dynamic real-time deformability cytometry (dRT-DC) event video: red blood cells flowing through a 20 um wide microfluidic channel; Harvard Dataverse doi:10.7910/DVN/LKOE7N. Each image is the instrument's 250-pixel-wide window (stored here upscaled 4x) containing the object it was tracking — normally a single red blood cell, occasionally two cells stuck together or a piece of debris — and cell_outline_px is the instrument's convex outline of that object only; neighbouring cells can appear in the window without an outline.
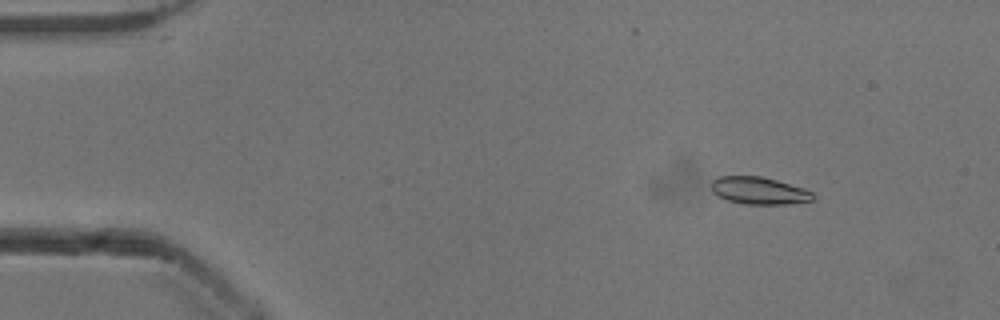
{"species": "common noctule bat (a hibernating species)", "species_latin": "Nyctalus noctula", "temperature_condition": "cold", "stored_images_in_passage": 52, "camera_frame_rate_fps": 3000, "um_per_image_px": 0.085, "animal": {"sex": "male", "body_mass_g": 13.3}, "frame": {"image": 1, "passage_image": 6, "time_ms": 1.667, "image_size_px": [1000, 320], "cell_outline_px": [[816, 196], [812, 200], [788, 204], [744, 204], [728, 200], [716, 196], [712, 192], [712, 180], [716, 176], [760, 176], [776, 180], [804, 188], [812, 192]], "centroid_in_image_um": [64.49, 16.2], "position_along_channel_um": 20.5, "area_um2": 16.24}}
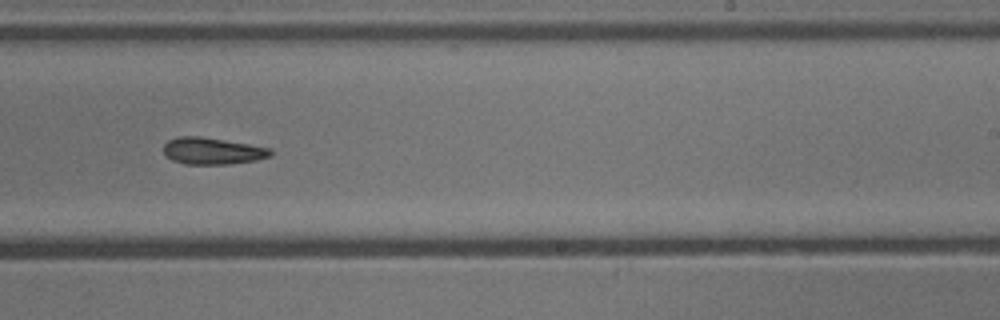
{"frame": {"image": 2, "passage_image": 32, "time_ms": 10.333, "image_size_px": [1000, 320], "cell_outline_px": [[272, 156], [256, 160], [228, 164], [184, 164], [172, 160], [164, 152], [164, 144], [168, 140], [180, 136], [200, 136], [272, 148]], "centroid_in_image_um": [18.07, 12.83], "position_along_channel_um": 270.9, "area_um2": 16.65}}
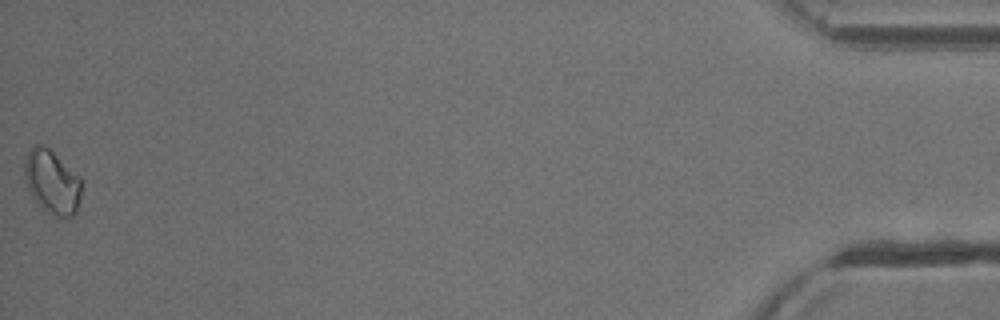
{"frame": {"image": 3, "passage_image": 52, "time_ms": 17.0, "image_size_px": [1000, 320], "cell_outline_px": [[80, 204], [76, 212], [72, 216], [56, 216], [48, 212], [36, 200], [28, 188], [24, 180], [24, 160], [32, 144], [40, 144], [48, 148], [80, 176]], "centroid_in_image_um": [4.41, 15.44], "position_along_channel_um": 430.8, "area_um2": 20.92}, "authors_computed_cell_mechanics": {"area_um2": 16.8198, "velocity_mm_per_s": 3.9173, "shape_relaxation_time_tau1_ms": 5.5799, "shape_relaxation_time_tau2_ms": null, "deformation_change_tau1": 0.09, "deformation_change_tau2": null}}